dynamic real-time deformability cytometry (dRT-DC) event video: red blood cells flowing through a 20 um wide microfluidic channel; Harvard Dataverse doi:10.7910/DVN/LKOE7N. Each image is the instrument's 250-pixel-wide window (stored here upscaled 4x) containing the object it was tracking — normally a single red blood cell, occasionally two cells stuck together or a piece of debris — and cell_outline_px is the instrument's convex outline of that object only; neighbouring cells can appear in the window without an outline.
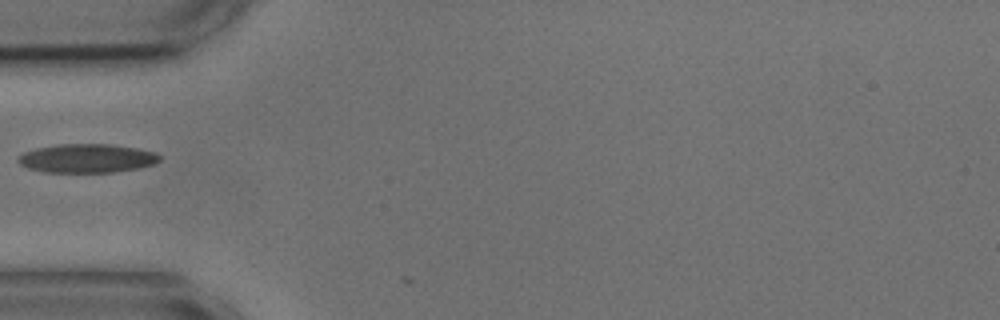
{"species": "common noctule bat (a hibernating species)", "species_latin": "Nyctalus noctula", "temperature_condition": "cold", "stored_images_in_passage": 11, "camera_frame_rate_fps": 3000, "um_per_image_px": 0.085, "animal": {"sex": "male", "body_mass_g": 17.9, "forearm_length_mm": 54.2}, "frame": {"image": 1, "passage_image": 2, "time_ms": 0.333, "image_size_px": [1000, 320], "cell_outline_px": [[160, 160], [152, 164], [140, 168], [112, 172], [44, 172], [28, 168], [20, 164], [16, 160], [16, 156], [24, 152], [36, 148], [56, 144], [112, 144], [136, 148], [156, 152], [160, 156]], "centroid_in_image_um": [7.36, 13.45], "position_along_channel_um": 77.6, "area_um2": 23.87}}